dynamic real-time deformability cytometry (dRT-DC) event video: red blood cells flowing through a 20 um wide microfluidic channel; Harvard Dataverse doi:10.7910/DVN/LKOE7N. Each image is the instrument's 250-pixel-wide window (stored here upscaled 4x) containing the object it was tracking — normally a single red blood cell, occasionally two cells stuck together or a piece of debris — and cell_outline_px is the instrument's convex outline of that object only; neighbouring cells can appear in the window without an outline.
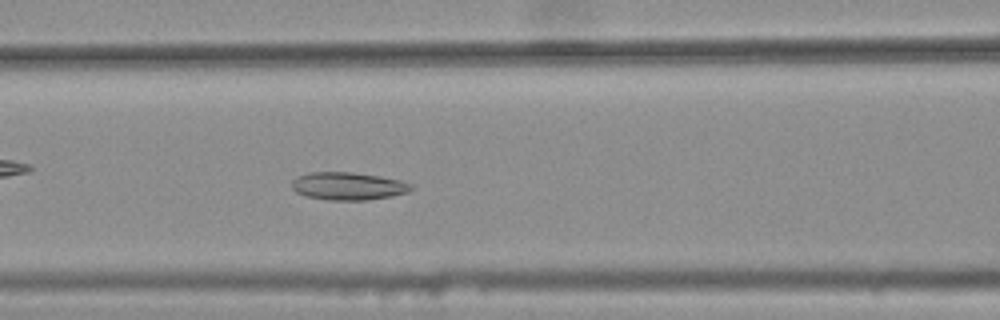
{"species": "common noctule bat (a hibernating species)", "species_latin": "Nyctalus noctula", "temperature_condition": "warm", "stored_images_in_passage": 43, "camera_frame_rate_fps": 3000, "um_per_image_px": 0.085, "animal": {"sex": "female", "body_mass_g": 25.1}, "frame": {"image": 1, "passage_image": 22, "time_ms": 7.0, "image_size_px": [1000, 320], "cell_outline_px": [[412, 188], [408, 192], [392, 196], [368, 200], [328, 200], [304, 196], [296, 192], [292, 188], [292, 180], [296, 176], [308, 172], [352, 172], [380, 176], [400, 180], [412, 184]], "centroid_in_image_um": [29.56, 15.81], "position_along_channel_um": 137.0, "area_um2": 19.48}}
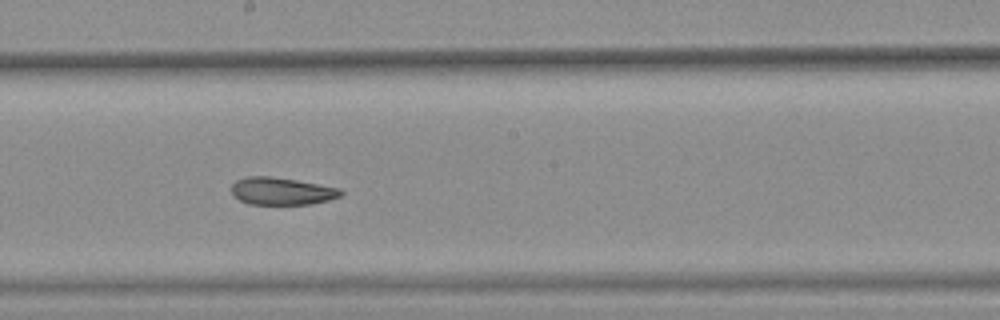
{"frame": {"image": 2, "passage_image": 29, "time_ms": 9.333, "image_size_px": [1000, 320], "cell_outline_px": [[344, 192], [340, 196], [328, 200], [312, 204], [248, 204], [240, 200], [232, 192], [232, 184], [236, 180], [244, 176], [268, 176], [296, 180], [340, 188]], "centroid_in_image_um": [23.94, 16.24], "position_along_channel_um": 224.3, "area_um2": 17.4}}
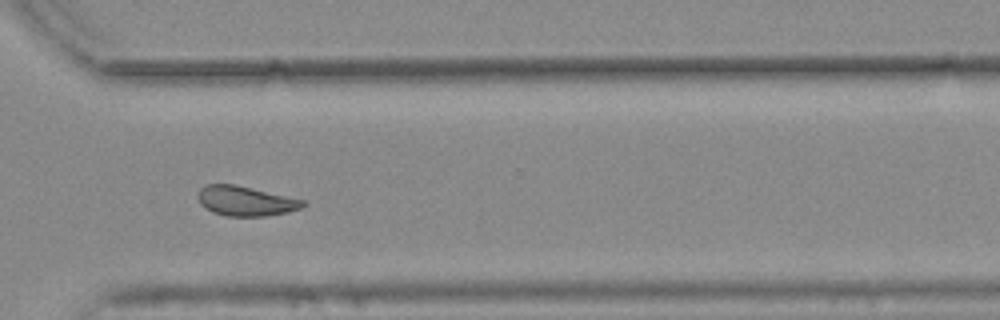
{"frame": {"image": 3, "passage_image": 39, "time_ms": 12.667, "image_size_px": [1000, 320], "cell_outline_px": [[308, 204], [300, 208], [288, 212], [264, 216], [228, 216], [212, 212], [200, 204], [200, 188], [208, 184], [232, 184], [304, 200]], "centroid_in_image_um": [20.89, 17.1], "position_along_channel_um": 349.7, "area_um2": 17.8}, "authors_computed_cell_mechanics": {"area_um2": 19.1318, "velocity_mm_per_s": 3.7524, "shape_relaxation_time_tau1_ms": null, "shape_relaxation_time_tau2_ms": 7.1324, "deformation_change_tau1": null, "deformation_change_tau2": 0.1402}}